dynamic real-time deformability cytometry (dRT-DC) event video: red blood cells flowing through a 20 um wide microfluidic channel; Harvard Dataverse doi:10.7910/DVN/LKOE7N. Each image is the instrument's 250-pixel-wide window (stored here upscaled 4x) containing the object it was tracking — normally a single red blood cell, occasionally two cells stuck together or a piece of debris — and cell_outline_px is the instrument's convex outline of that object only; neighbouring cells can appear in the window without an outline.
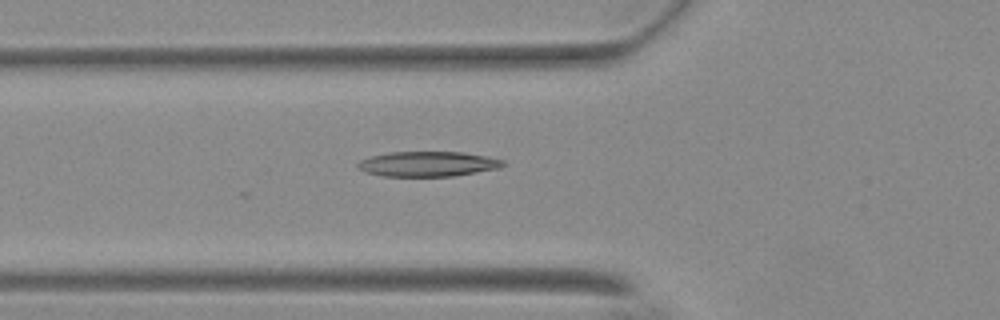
{"species": "Egyptian fruit bat (a non-hibernating species)", "species_latin": "Rousettus aegyptiacus", "temperature_condition": "warm", "stored_images_in_passage": 24, "camera_frame_rate_fps": 3000, "um_per_image_px": 0.085, "animal": {"sex": "female"}, "frame": {"image": 1, "passage_image": 20, "time_ms": 6.333, "image_size_px": [1000, 320], "cell_outline_px": [[508, 164], [500, 168], [452, 176], [384, 176], [368, 172], [356, 168], [356, 164], [360, 160], [372, 156], [388, 152], [464, 152], [488, 156], [504, 160]], "centroid_in_image_um": [36.41, 13.93], "position_along_channel_um": 89.4, "area_um2": 21.27}}
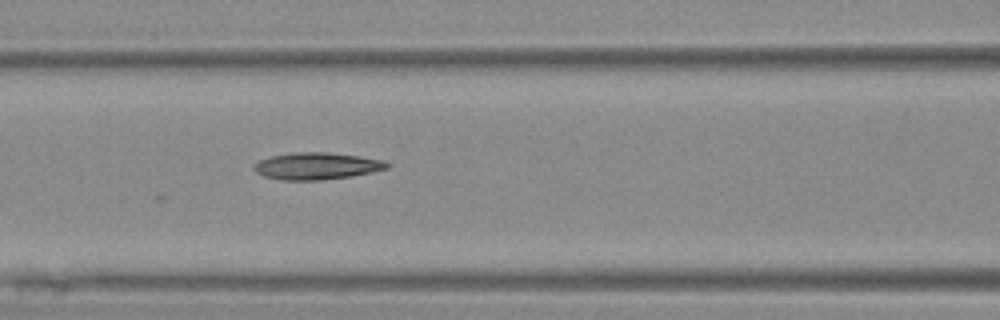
{"frame": {"image": 2, "passage_image": 24, "time_ms": 7.667, "image_size_px": [1000, 320], "cell_outline_px": [[388, 168], [372, 172], [352, 176], [320, 180], [284, 180], [264, 176], [256, 172], [252, 168], [252, 164], [256, 160], [268, 156], [292, 152], [328, 152], [384, 160], [388, 164]], "centroid_in_image_um": [26.83, 14.1], "position_along_channel_um": 139.8, "area_um2": 21.04}}